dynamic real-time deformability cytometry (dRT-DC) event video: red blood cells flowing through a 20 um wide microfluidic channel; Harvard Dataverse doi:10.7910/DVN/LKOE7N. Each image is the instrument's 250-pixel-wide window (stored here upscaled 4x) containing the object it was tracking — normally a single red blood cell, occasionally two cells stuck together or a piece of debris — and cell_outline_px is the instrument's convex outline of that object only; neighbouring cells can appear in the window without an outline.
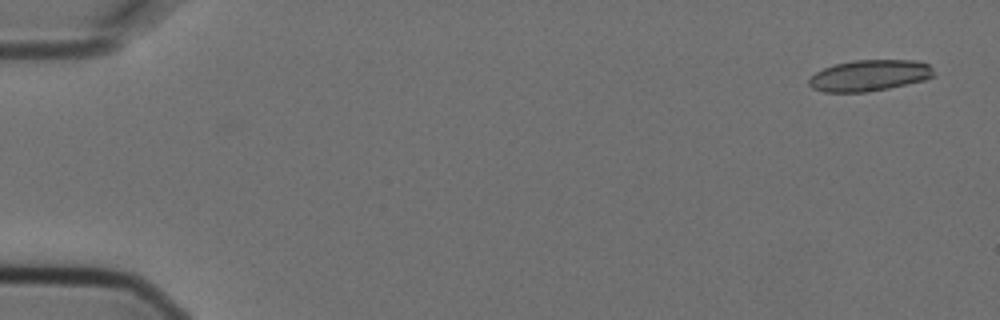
{"species": "Egyptian fruit bat (a non-hibernating species)", "species_latin": "Rousettus aegyptiacus", "temperature_condition": "cold", "stored_images_in_passage": 6, "camera_frame_rate_fps": 3000, "um_per_image_px": 0.085, "animal": {"sex": "female"}, "frame": {"image": 1, "passage_image": 1, "time_ms": 0.0, "image_size_px": [1000, 320], "cell_outline_px": [[936, 76], [924, 80], [888, 88], [864, 92], [824, 92], [812, 88], [808, 84], [808, 80], [816, 72], [824, 68], [836, 64], [852, 60], [916, 60], [928, 64], [932, 68]], "centroid_in_image_um": [73.91, 6.41], "position_along_channel_um": 11.1, "area_um2": 22.66}}
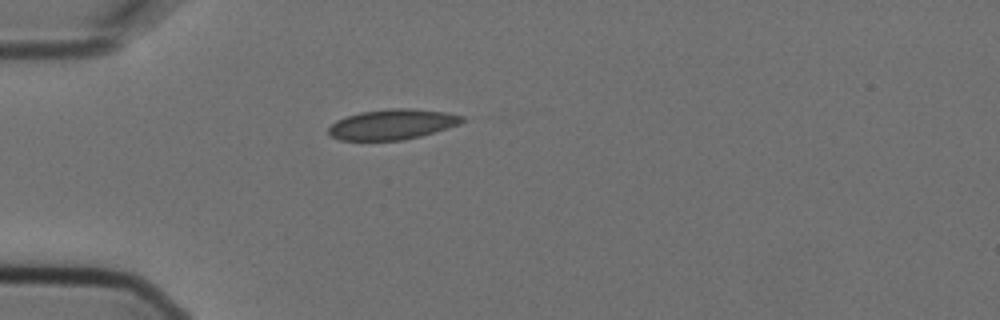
{"frame": {"image": 2, "passage_image": 5, "time_ms": 1.333, "image_size_px": [1000, 320], "cell_outline_px": [[464, 120], [460, 124], [448, 128], [420, 136], [404, 140], [340, 140], [332, 136], [328, 132], [328, 128], [336, 120], [360, 112], [392, 108], [408, 108], [444, 112], [464, 116]], "centroid_in_image_um": [33.35, 10.57], "position_along_channel_um": 51.7, "area_um2": 23.41}}